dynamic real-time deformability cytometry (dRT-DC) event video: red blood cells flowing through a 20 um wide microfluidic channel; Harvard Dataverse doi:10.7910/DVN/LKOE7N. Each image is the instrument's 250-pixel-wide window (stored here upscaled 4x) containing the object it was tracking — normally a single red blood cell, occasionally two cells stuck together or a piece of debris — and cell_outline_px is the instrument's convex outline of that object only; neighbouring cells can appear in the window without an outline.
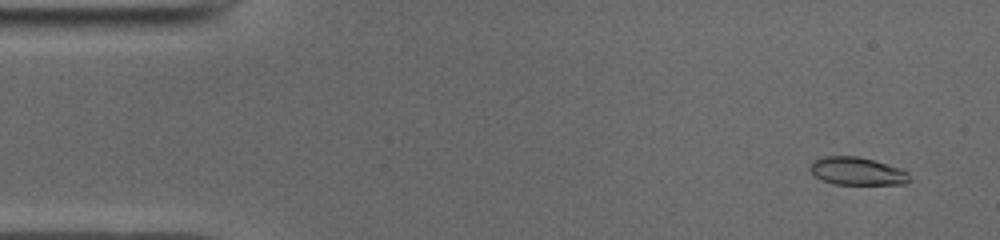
{"species": "common noctule bat (a hibernating species)", "species_latin": "Nyctalus noctula", "temperature_condition": "cold", "stored_images_in_passage": 46, "camera_frame_rate_fps": 3000, "um_per_image_px": 0.085, "animal": {"sex": "male", "body_mass_g": 19.0, "forearm_length_mm": 50.8}, "frame": {"image": 1, "passage_image": 3, "time_ms": 0.667, "image_size_px": [1000, 240], "cell_outline_px": [[912, 180], [904, 184], [832, 184], [820, 180], [808, 168], [816, 160], [824, 156], [856, 156], [872, 160], [900, 168], [908, 172]], "centroid_in_image_um": [72.87, 14.56], "position_along_channel_um": 12.1, "area_um2": 16.07}}
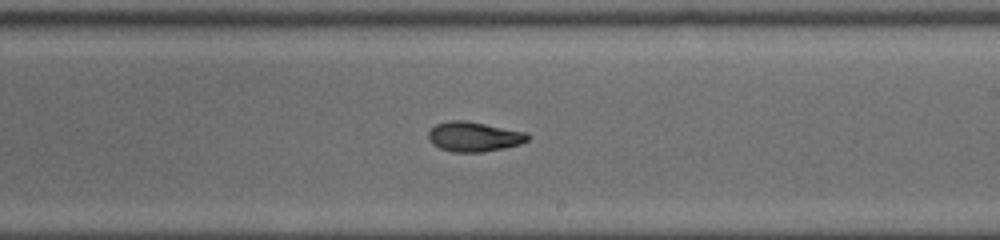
{"frame": {"image": 2, "passage_image": 29, "time_ms": 9.333, "image_size_px": [1000, 240], "cell_outline_px": [[528, 140], [520, 144], [504, 148], [480, 152], [452, 152], [440, 148], [432, 144], [428, 140], [428, 132], [436, 124], [452, 120], [464, 120], [524, 132], [528, 136]], "centroid_in_image_um": [40.23, 11.63], "position_along_channel_um": 248.8, "area_um2": 16.99}}
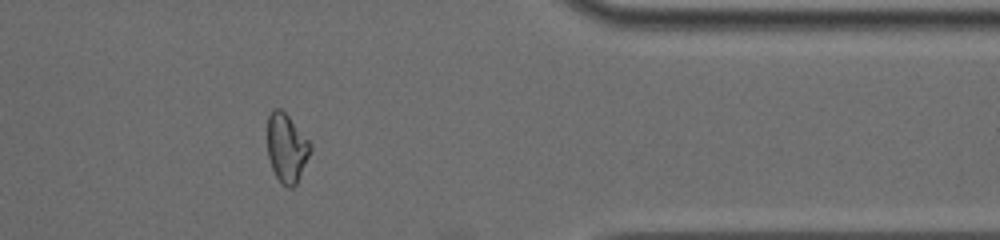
{"frame": {"image": 3, "passage_image": 41, "time_ms": 13.333, "image_size_px": [1000, 240], "cell_outline_px": [[312, 148], [300, 176], [296, 184], [292, 188], [288, 188], [280, 184], [272, 168], [268, 156], [268, 116], [276, 108], [280, 108], [288, 116], [312, 144]], "centroid_in_image_um": [24.37, 12.61], "position_along_channel_um": 387.0, "area_um2": 17.05}}